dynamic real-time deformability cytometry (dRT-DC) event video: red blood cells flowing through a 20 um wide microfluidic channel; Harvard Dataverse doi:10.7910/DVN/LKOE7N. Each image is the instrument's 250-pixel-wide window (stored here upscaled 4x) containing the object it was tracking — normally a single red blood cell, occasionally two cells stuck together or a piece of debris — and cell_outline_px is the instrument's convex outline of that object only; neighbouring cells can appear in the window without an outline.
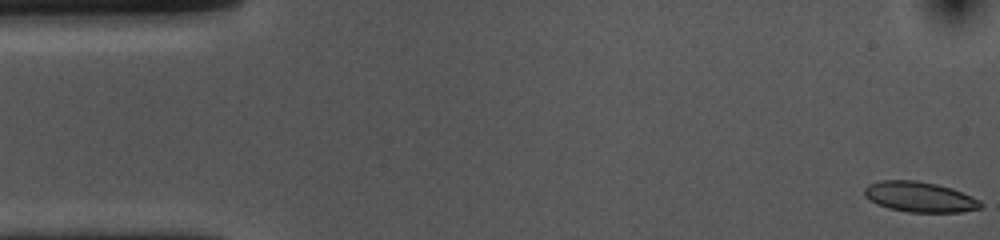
{"species": "common noctule bat (a hibernating species)", "species_latin": "Nyctalus noctula", "temperature_condition": "cold", "stored_images_in_passage": 54, "camera_frame_rate_fps": 3000, "um_per_image_px": 0.085, "animal": {"sex": "female", "body_mass_g": 10.0, "forearm_length_mm": 53.1}, "frame": {"image": 1, "passage_image": 1, "time_ms": 0.0, "image_size_px": [1000, 240], "cell_outline_px": [[984, 204], [980, 208], [960, 212], [908, 212], [888, 208], [876, 204], [864, 196], [864, 188], [868, 184], [880, 180], [916, 180], [936, 184], [952, 188], [972, 196], [980, 200]], "centroid_in_image_um": [78.16, 16.73], "position_along_channel_um": 6.8, "area_um2": 20.69}}
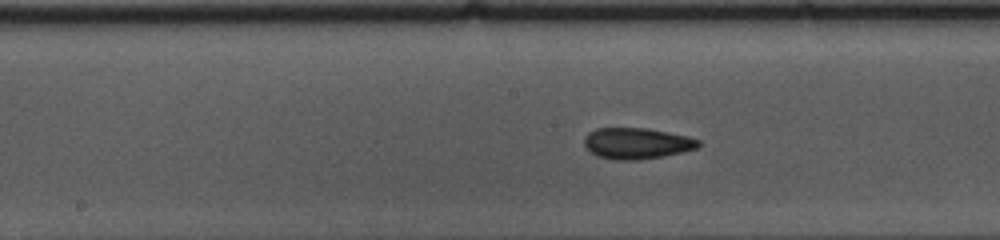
{"frame": {"image": 2, "passage_image": 26, "time_ms": 8.333, "image_size_px": [1000, 240], "cell_outline_px": [[700, 144], [696, 148], [684, 152], [664, 156], [636, 160], [612, 160], [596, 156], [584, 144], [584, 136], [588, 132], [596, 128], [648, 128], [688, 136], [700, 140]], "centroid_in_image_um": [54.12, 12.18], "position_along_channel_um": 194.1, "area_um2": 20.87}}
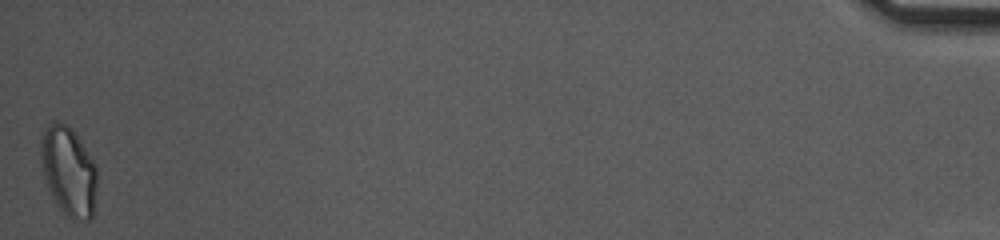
{"frame": {"image": 3, "passage_image": 54, "time_ms": 17.667, "image_size_px": [1000, 240], "cell_outline_px": [[96, 188], [92, 216], [88, 220], [72, 220], [60, 208], [52, 196], [48, 188], [44, 176], [40, 160], [40, 144], [44, 132], [48, 124], [52, 120], [56, 120], [68, 124], [72, 128], [96, 164]], "centroid_in_image_um": [5.82, 14.51], "position_along_channel_um": 429.4, "area_um2": 29.25}, "authors_computed_cell_mechanics": {"area_um2": 20.8947, "velocity_mm_per_s": 3.6177, "shape_relaxation_time_tau1_ms": null, "shape_relaxation_time_tau2_ms": 3.3697, "deformation_change_tau1": null, "deformation_change_tau2": 0.0892}}